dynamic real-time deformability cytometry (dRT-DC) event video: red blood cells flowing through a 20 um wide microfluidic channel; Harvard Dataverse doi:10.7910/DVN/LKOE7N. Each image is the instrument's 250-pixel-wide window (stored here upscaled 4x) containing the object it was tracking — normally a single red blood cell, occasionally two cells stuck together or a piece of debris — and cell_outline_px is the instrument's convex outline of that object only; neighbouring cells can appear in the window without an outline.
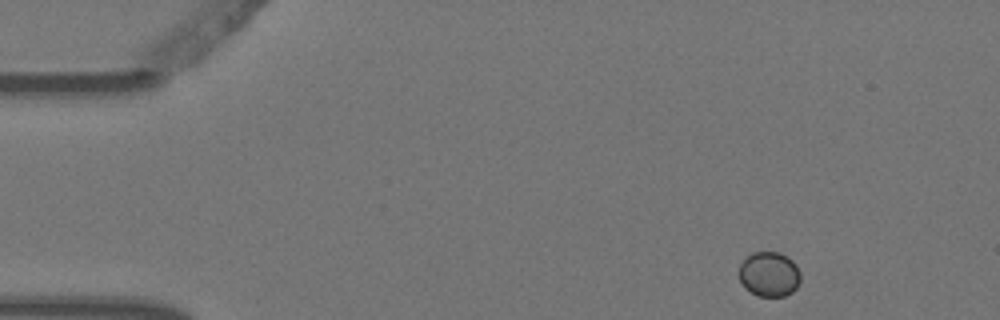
{"species": "Egyptian fruit bat (a non-hibernating species)", "species_latin": "Rousettus aegyptiacus", "temperature_condition": "warm", "stored_images_in_passage": 6, "camera_frame_rate_fps": 3000, "um_per_image_px": 0.085, "animal": {"sex": "female"}, "frame": {"image": 1, "passage_image": 1, "time_ms": 0.0, "image_size_px": [1000, 320], "cell_outline_px": [[800, 280], [796, 288], [792, 292], [784, 296], [756, 296], [744, 288], [740, 280], [740, 264], [752, 252], [780, 252], [788, 256], [796, 264], [800, 272]], "centroid_in_image_um": [65.39, 23.31], "position_along_channel_um": 19.6, "area_um2": 16.18}}
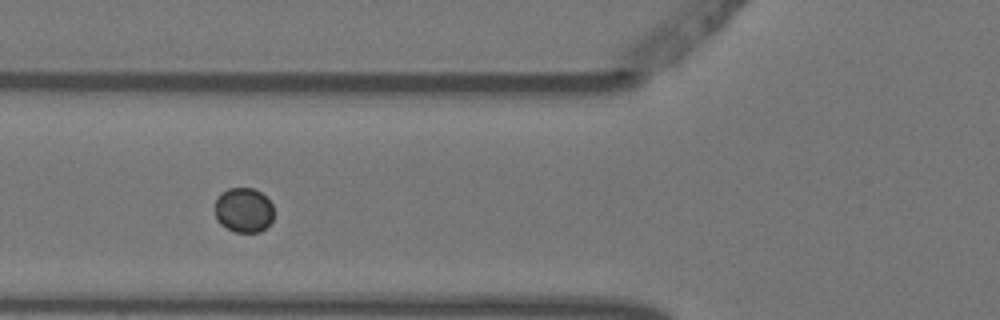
{"frame": {"image": 2, "passage_image": 5, "time_ms": 1.333, "image_size_px": [1000, 320], "cell_outline_px": [[272, 220], [260, 232], [236, 232], [220, 224], [216, 220], [216, 200], [220, 192], [228, 188], [252, 188], [260, 192], [272, 204]], "centroid_in_image_um": [20.69, 17.85], "position_along_channel_um": 105.1, "area_um2": 15.2}}
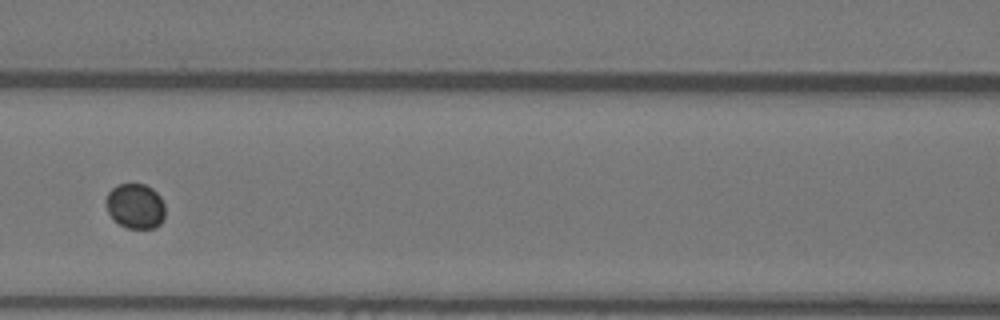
{"frame": {"image": 3, "passage_image": 6, "time_ms": 1.667, "image_size_px": [1000, 320], "cell_outline_px": [[164, 220], [156, 228], [128, 228], [112, 220], [104, 204], [104, 200], [108, 192], [112, 188], [120, 184], [144, 184], [152, 188], [160, 196], [164, 204]], "centroid_in_image_um": [11.48, 17.52], "position_along_channel_um": 155.1, "area_um2": 15.78}}